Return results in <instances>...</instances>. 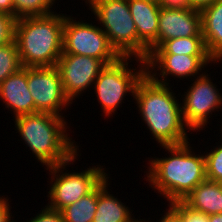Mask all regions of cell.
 Masks as SVG:
<instances>
[{"label":"cell","instance_id":"27","mask_svg":"<svg viewBox=\"0 0 222 222\" xmlns=\"http://www.w3.org/2000/svg\"><path fill=\"white\" fill-rule=\"evenodd\" d=\"M159 6L174 10H193L191 0H161Z\"/></svg>","mask_w":222,"mask_h":222},{"label":"cell","instance_id":"11","mask_svg":"<svg viewBox=\"0 0 222 222\" xmlns=\"http://www.w3.org/2000/svg\"><path fill=\"white\" fill-rule=\"evenodd\" d=\"M145 62L146 74L153 81L165 85H170L168 76H172V78L174 76V79L177 77L181 80L188 77L195 78V76L199 77L203 74L201 70L206 69L208 64L216 63L217 65L211 55L149 54ZM158 75L160 79H158Z\"/></svg>","mask_w":222,"mask_h":222},{"label":"cell","instance_id":"30","mask_svg":"<svg viewBox=\"0 0 222 222\" xmlns=\"http://www.w3.org/2000/svg\"><path fill=\"white\" fill-rule=\"evenodd\" d=\"M0 13L14 16L13 0H0Z\"/></svg>","mask_w":222,"mask_h":222},{"label":"cell","instance_id":"32","mask_svg":"<svg viewBox=\"0 0 222 222\" xmlns=\"http://www.w3.org/2000/svg\"><path fill=\"white\" fill-rule=\"evenodd\" d=\"M208 222H222V213L208 215Z\"/></svg>","mask_w":222,"mask_h":222},{"label":"cell","instance_id":"19","mask_svg":"<svg viewBox=\"0 0 222 222\" xmlns=\"http://www.w3.org/2000/svg\"><path fill=\"white\" fill-rule=\"evenodd\" d=\"M150 54L210 55L207 52L203 36L166 40Z\"/></svg>","mask_w":222,"mask_h":222},{"label":"cell","instance_id":"24","mask_svg":"<svg viewBox=\"0 0 222 222\" xmlns=\"http://www.w3.org/2000/svg\"><path fill=\"white\" fill-rule=\"evenodd\" d=\"M16 18L0 13V46L14 40Z\"/></svg>","mask_w":222,"mask_h":222},{"label":"cell","instance_id":"17","mask_svg":"<svg viewBox=\"0 0 222 222\" xmlns=\"http://www.w3.org/2000/svg\"><path fill=\"white\" fill-rule=\"evenodd\" d=\"M200 13L207 52L220 63L222 62V0L215 1Z\"/></svg>","mask_w":222,"mask_h":222},{"label":"cell","instance_id":"16","mask_svg":"<svg viewBox=\"0 0 222 222\" xmlns=\"http://www.w3.org/2000/svg\"><path fill=\"white\" fill-rule=\"evenodd\" d=\"M109 178L107 176L97 186V208L92 222H138L133 210L108 191Z\"/></svg>","mask_w":222,"mask_h":222},{"label":"cell","instance_id":"8","mask_svg":"<svg viewBox=\"0 0 222 222\" xmlns=\"http://www.w3.org/2000/svg\"><path fill=\"white\" fill-rule=\"evenodd\" d=\"M65 14L62 53L86 55L102 60L106 65L115 63L121 56L109 44L107 35L99 27L85 20L76 21Z\"/></svg>","mask_w":222,"mask_h":222},{"label":"cell","instance_id":"5","mask_svg":"<svg viewBox=\"0 0 222 222\" xmlns=\"http://www.w3.org/2000/svg\"><path fill=\"white\" fill-rule=\"evenodd\" d=\"M95 15L109 44L121 57L146 59L148 47L138 38L128 0H83ZM102 26V27H101Z\"/></svg>","mask_w":222,"mask_h":222},{"label":"cell","instance_id":"35","mask_svg":"<svg viewBox=\"0 0 222 222\" xmlns=\"http://www.w3.org/2000/svg\"><path fill=\"white\" fill-rule=\"evenodd\" d=\"M138 222H145L143 219H139V221Z\"/></svg>","mask_w":222,"mask_h":222},{"label":"cell","instance_id":"4","mask_svg":"<svg viewBox=\"0 0 222 222\" xmlns=\"http://www.w3.org/2000/svg\"><path fill=\"white\" fill-rule=\"evenodd\" d=\"M65 14L16 19L15 35L22 67L56 66L62 55Z\"/></svg>","mask_w":222,"mask_h":222},{"label":"cell","instance_id":"25","mask_svg":"<svg viewBox=\"0 0 222 222\" xmlns=\"http://www.w3.org/2000/svg\"><path fill=\"white\" fill-rule=\"evenodd\" d=\"M170 205L182 216L184 222H208V216L189 209L182 201Z\"/></svg>","mask_w":222,"mask_h":222},{"label":"cell","instance_id":"9","mask_svg":"<svg viewBox=\"0 0 222 222\" xmlns=\"http://www.w3.org/2000/svg\"><path fill=\"white\" fill-rule=\"evenodd\" d=\"M209 76L204 72L201 76L193 78L192 86L181 95L183 120L193 132L204 130L212 117L210 114L219 112L218 109L222 110V95Z\"/></svg>","mask_w":222,"mask_h":222},{"label":"cell","instance_id":"15","mask_svg":"<svg viewBox=\"0 0 222 222\" xmlns=\"http://www.w3.org/2000/svg\"><path fill=\"white\" fill-rule=\"evenodd\" d=\"M138 38L148 47V55L157 48L160 6L147 0H128Z\"/></svg>","mask_w":222,"mask_h":222},{"label":"cell","instance_id":"29","mask_svg":"<svg viewBox=\"0 0 222 222\" xmlns=\"http://www.w3.org/2000/svg\"><path fill=\"white\" fill-rule=\"evenodd\" d=\"M166 213L159 219V222H184L182 216L170 205L168 204ZM145 222H151V220H145Z\"/></svg>","mask_w":222,"mask_h":222},{"label":"cell","instance_id":"14","mask_svg":"<svg viewBox=\"0 0 222 222\" xmlns=\"http://www.w3.org/2000/svg\"><path fill=\"white\" fill-rule=\"evenodd\" d=\"M0 99L6 109L13 111V118L34 114V101L27 87V67H21L0 84Z\"/></svg>","mask_w":222,"mask_h":222},{"label":"cell","instance_id":"6","mask_svg":"<svg viewBox=\"0 0 222 222\" xmlns=\"http://www.w3.org/2000/svg\"><path fill=\"white\" fill-rule=\"evenodd\" d=\"M133 57H120L115 63L106 65L96 78L93 89L104 116H113L119 105H122L125 96L131 93L134 96L138 82L146 74V62L136 58L137 68L128 66ZM130 61V62H129ZM129 67V68H128ZM138 69V70H136ZM114 113V114H112Z\"/></svg>","mask_w":222,"mask_h":222},{"label":"cell","instance_id":"31","mask_svg":"<svg viewBox=\"0 0 222 222\" xmlns=\"http://www.w3.org/2000/svg\"><path fill=\"white\" fill-rule=\"evenodd\" d=\"M215 1L217 0H191V6L193 9L201 11Z\"/></svg>","mask_w":222,"mask_h":222},{"label":"cell","instance_id":"26","mask_svg":"<svg viewBox=\"0 0 222 222\" xmlns=\"http://www.w3.org/2000/svg\"><path fill=\"white\" fill-rule=\"evenodd\" d=\"M35 217L26 222H64L61 211L48 208L46 205Z\"/></svg>","mask_w":222,"mask_h":222},{"label":"cell","instance_id":"1","mask_svg":"<svg viewBox=\"0 0 222 222\" xmlns=\"http://www.w3.org/2000/svg\"><path fill=\"white\" fill-rule=\"evenodd\" d=\"M175 95L172 86L157 83L145 74L132 97L146 129L160 146L180 145L190 139L181 102Z\"/></svg>","mask_w":222,"mask_h":222},{"label":"cell","instance_id":"23","mask_svg":"<svg viewBox=\"0 0 222 222\" xmlns=\"http://www.w3.org/2000/svg\"><path fill=\"white\" fill-rule=\"evenodd\" d=\"M213 149L204 152L206 178L210 181L219 182L222 179V142Z\"/></svg>","mask_w":222,"mask_h":222},{"label":"cell","instance_id":"34","mask_svg":"<svg viewBox=\"0 0 222 222\" xmlns=\"http://www.w3.org/2000/svg\"><path fill=\"white\" fill-rule=\"evenodd\" d=\"M219 184H220V186H221V188H222V179L219 181Z\"/></svg>","mask_w":222,"mask_h":222},{"label":"cell","instance_id":"28","mask_svg":"<svg viewBox=\"0 0 222 222\" xmlns=\"http://www.w3.org/2000/svg\"><path fill=\"white\" fill-rule=\"evenodd\" d=\"M9 198H5L1 195L0 197V222H16L14 219H12L14 216H12V212H10L11 207L9 204ZM14 220V221H13Z\"/></svg>","mask_w":222,"mask_h":222},{"label":"cell","instance_id":"22","mask_svg":"<svg viewBox=\"0 0 222 222\" xmlns=\"http://www.w3.org/2000/svg\"><path fill=\"white\" fill-rule=\"evenodd\" d=\"M21 67L16 41L0 46V84Z\"/></svg>","mask_w":222,"mask_h":222},{"label":"cell","instance_id":"13","mask_svg":"<svg viewBox=\"0 0 222 222\" xmlns=\"http://www.w3.org/2000/svg\"><path fill=\"white\" fill-rule=\"evenodd\" d=\"M191 36H203L199 10H174L160 7L157 47L166 40Z\"/></svg>","mask_w":222,"mask_h":222},{"label":"cell","instance_id":"3","mask_svg":"<svg viewBox=\"0 0 222 222\" xmlns=\"http://www.w3.org/2000/svg\"><path fill=\"white\" fill-rule=\"evenodd\" d=\"M13 119L18 136L45 168L64 164L79 153V146L69 136L65 116L37 112Z\"/></svg>","mask_w":222,"mask_h":222},{"label":"cell","instance_id":"12","mask_svg":"<svg viewBox=\"0 0 222 222\" xmlns=\"http://www.w3.org/2000/svg\"><path fill=\"white\" fill-rule=\"evenodd\" d=\"M56 66L61 75L65 95L72 103L75 98L86 92L85 90H91L106 64L100 59L86 55L62 53Z\"/></svg>","mask_w":222,"mask_h":222},{"label":"cell","instance_id":"20","mask_svg":"<svg viewBox=\"0 0 222 222\" xmlns=\"http://www.w3.org/2000/svg\"><path fill=\"white\" fill-rule=\"evenodd\" d=\"M97 208V187L61 210L64 222H92Z\"/></svg>","mask_w":222,"mask_h":222},{"label":"cell","instance_id":"7","mask_svg":"<svg viewBox=\"0 0 222 222\" xmlns=\"http://www.w3.org/2000/svg\"><path fill=\"white\" fill-rule=\"evenodd\" d=\"M79 153L70 161L56 165L53 167L45 168L49 170V191L48 208L61 211L63 208L75 203L83 196L92 192L107 176H109L101 165L89 166L80 172L70 173L66 168L73 165L78 160ZM67 170V171H64ZM64 171V172H63ZM106 171V172H105ZM68 172V173H67Z\"/></svg>","mask_w":222,"mask_h":222},{"label":"cell","instance_id":"18","mask_svg":"<svg viewBox=\"0 0 222 222\" xmlns=\"http://www.w3.org/2000/svg\"><path fill=\"white\" fill-rule=\"evenodd\" d=\"M182 202L189 209L206 216L222 213V188L219 182L206 179L197 185Z\"/></svg>","mask_w":222,"mask_h":222},{"label":"cell","instance_id":"21","mask_svg":"<svg viewBox=\"0 0 222 222\" xmlns=\"http://www.w3.org/2000/svg\"><path fill=\"white\" fill-rule=\"evenodd\" d=\"M56 0H13L14 17H33L53 13Z\"/></svg>","mask_w":222,"mask_h":222},{"label":"cell","instance_id":"2","mask_svg":"<svg viewBox=\"0 0 222 222\" xmlns=\"http://www.w3.org/2000/svg\"><path fill=\"white\" fill-rule=\"evenodd\" d=\"M168 157L150 159L146 179L149 186L167 199L168 204L182 201L206 178L204 154H196L189 141L180 145L161 146ZM149 170V171H148Z\"/></svg>","mask_w":222,"mask_h":222},{"label":"cell","instance_id":"10","mask_svg":"<svg viewBox=\"0 0 222 222\" xmlns=\"http://www.w3.org/2000/svg\"><path fill=\"white\" fill-rule=\"evenodd\" d=\"M27 87L34 101V113L63 116L61 111L72 104L65 95L57 66L27 67Z\"/></svg>","mask_w":222,"mask_h":222},{"label":"cell","instance_id":"33","mask_svg":"<svg viewBox=\"0 0 222 222\" xmlns=\"http://www.w3.org/2000/svg\"><path fill=\"white\" fill-rule=\"evenodd\" d=\"M147 1H151V2H154V3H157V4H159L161 2V0H147Z\"/></svg>","mask_w":222,"mask_h":222}]
</instances>
